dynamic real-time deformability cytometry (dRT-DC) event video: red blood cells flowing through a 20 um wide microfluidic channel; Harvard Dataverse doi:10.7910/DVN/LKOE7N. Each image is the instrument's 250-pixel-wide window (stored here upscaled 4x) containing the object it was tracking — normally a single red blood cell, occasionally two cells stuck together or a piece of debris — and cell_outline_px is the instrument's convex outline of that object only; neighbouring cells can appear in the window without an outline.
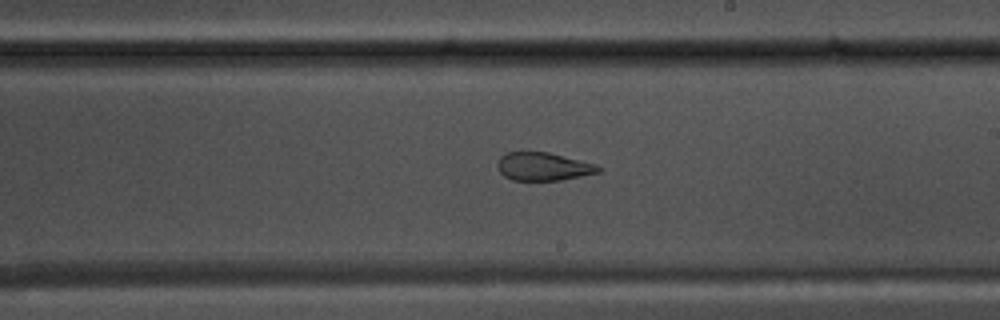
{"species": "common noctule bat (a hibernating species)", "species_latin": "Nyctalus noctula", "temperature_condition": "warm", "stored_images_in_passage": 55, "camera_frame_rate_fps": 3000, "um_per_image_px": 0.085, "animal": {"sex": "male", "body_mass_g": 17.5, "forearm_length_mm": 52.3}, "frame": {"image": 1, "passage_image": 32, "time_ms": 10.333, "image_size_px": [1000, 320], "cell_outline_px": [[604, 168], [600, 172], [560, 180], [512, 180], [504, 176], [496, 168], [496, 164], [500, 156], [508, 152], [548, 152], [596, 164]], "centroid_in_image_um": [46.16, 14.15], "position_along_channel_um": 242.8, "area_um2": 16.59}}
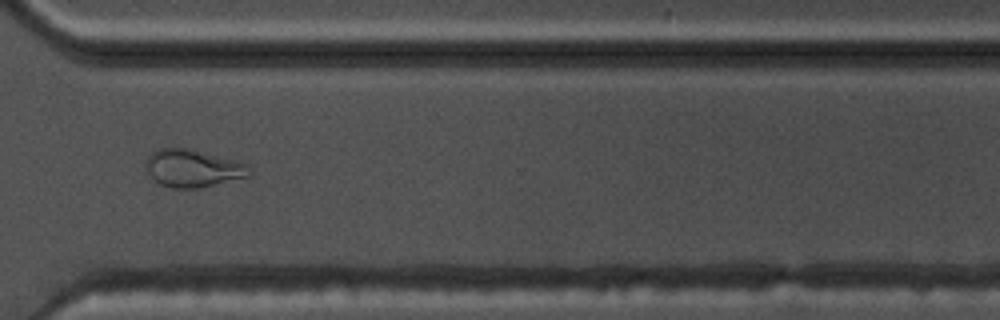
{"frame": {"image": 2, "passage_image": 41, "time_ms": 13.333, "image_size_px": [1000, 320], "cell_outline_px": [[248, 176], [200, 188], [172, 188], [160, 184], [148, 172], [144, 164], [144, 160], [152, 152], [160, 148], [184, 148], [248, 164]], "centroid_in_image_um": [16.32, 14.31], "position_along_channel_um": 354.3, "area_um2": 22.08}}
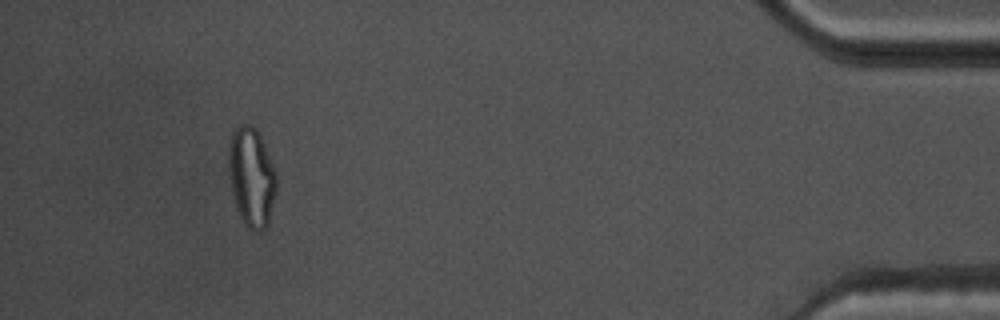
{"frame": {"image": 3, "passage_image": 51, "time_ms": 16.667, "image_size_px": [1000, 320], "cell_outline_px": [[276, 192], [268, 224], [260, 232], [256, 232], [248, 228], [244, 224], [236, 208], [232, 188], [228, 164], [228, 156], [232, 132], [240, 124], [252, 124], [256, 128], [260, 136], [276, 172]], "centroid_in_image_um": [21.39, 15.06], "position_along_channel_um": 413.8, "area_um2": 27.46}, "authors_computed_cell_mechanics": {"area_um2": 22.542, "velocity_mm_per_s": 3.7069, "shape_relaxation_time_tau1_ms": null, "shape_relaxation_time_tau2_ms": 1.2388, "deformation_change_tau1": null, "deformation_change_tau2": 0.0799}}